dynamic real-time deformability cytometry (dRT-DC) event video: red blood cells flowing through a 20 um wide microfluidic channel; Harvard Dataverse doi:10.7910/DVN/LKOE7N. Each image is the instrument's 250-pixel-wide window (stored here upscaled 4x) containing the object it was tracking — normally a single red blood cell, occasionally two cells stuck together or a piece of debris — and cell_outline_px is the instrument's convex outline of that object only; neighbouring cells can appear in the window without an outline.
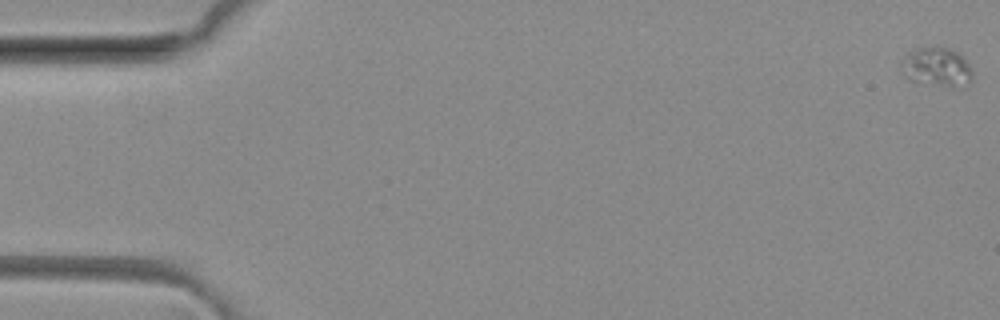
{"species": "common noctule bat (a hibernating species)", "species_latin": "Nyctalus noctula", "temperature_condition": "room temperature", "stored_images_in_passage": 29, "camera_frame_rate_fps": 3000, "um_per_image_px": 0.085, "animal": {"sex": "female", "body_mass_g": 29.2, "forearm_length_mm": 56.3}, "frame": {"image": 1, "passage_image": 1, "time_ms": 0.0, "image_size_px": [1000, 320], "cell_outline_px": [[972, 80], [968, 84], [956, 88], [952, 88], [908, 80], [900, 64], [908, 52], [916, 48], [936, 44], [948, 48], [956, 52], [968, 64], [972, 72]], "centroid_in_image_um": [79.62, 5.69], "position_along_channel_um": 5.4, "area_um2": 16.47}}
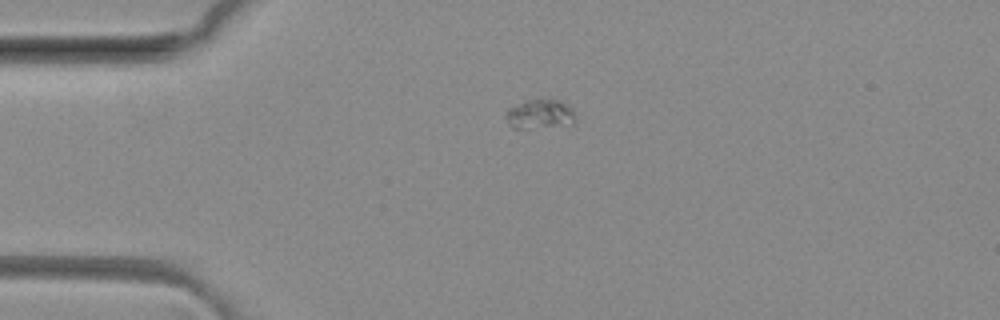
{"frame": {"image": 2, "passage_image": 13, "time_ms": 4.0, "image_size_px": [1000, 320], "cell_outline_px": [[576, 120], [572, 124], [520, 128], [512, 128], [508, 124], [508, 108], [524, 100], [560, 100], [572, 108], [576, 116]], "centroid_in_image_um": [45.92, 9.69], "position_along_channel_um": 39.1, "area_um2": 11.62}}